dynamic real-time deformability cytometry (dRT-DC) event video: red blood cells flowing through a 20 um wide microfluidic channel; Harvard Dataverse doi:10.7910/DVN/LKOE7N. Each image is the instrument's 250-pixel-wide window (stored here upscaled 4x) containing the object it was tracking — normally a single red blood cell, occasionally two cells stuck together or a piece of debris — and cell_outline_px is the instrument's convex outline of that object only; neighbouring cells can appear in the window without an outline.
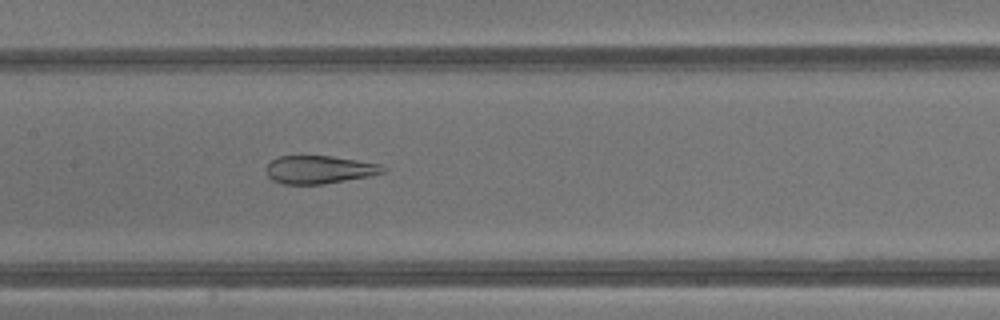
{"species": "common noctule bat (a hibernating species)", "species_latin": "Nyctalus noctula", "temperature_condition": "warm", "stored_images_in_passage": 42, "camera_frame_rate_fps": 3000, "um_per_image_px": 0.085, "animal": {"sex": "male", "body_mass_g": 13.3}, "frame": {"image": 1, "passage_image": 21, "time_ms": 6.667, "image_size_px": [1000, 320], "cell_outline_px": [[388, 168], [384, 172], [368, 176], [324, 184], [284, 184], [272, 180], [268, 176], [268, 164], [272, 160], [280, 156], [332, 156], [380, 164]], "centroid_in_image_um": [27.16, 14.42], "position_along_channel_um": 180.2, "area_um2": 18.84}}
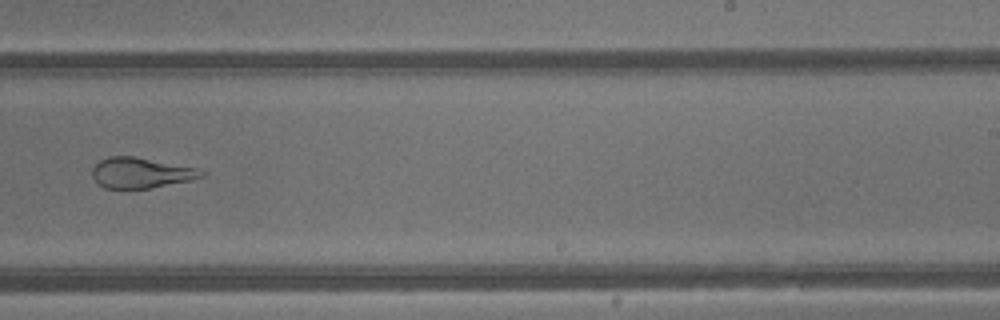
{"frame": {"image": 2, "passage_image": 27, "time_ms": 8.667, "image_size_px": [1000, 320], "cell_outline_px": [[204, 176], [192, 180], [148, 188], [104, 188], [92, 176], [92, 168], [100, 160], [108, 156], [132, 156], [196, 168], [204, 172]], "centroid_in_image_um": [11.95, 14.69], "position_along_channel_um": 277.0, "area_um2": 19.07}}
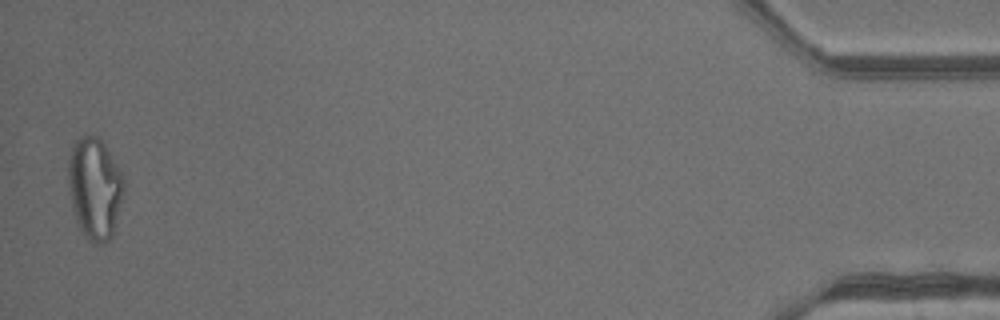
{"frame": {"image": 3, "passage_image": 42, "time_ms": 13.667, "image_size_px": [1000, 320], "cell_outline_px": [[124, 192], [112, 236], [104, 244], [96, 244], [88, 240], [84, 236], [80, 228], [72, 204], [68, 184], [68, 160], [72, 144], [80, 136], [96, 136], [104, 144], [120, 172], [124, 180]], "centroid_in_image_um": [8.04, 16.01], "position_along_channel_um": 427.2, "area_um2": 32.54}, "authors_computed_cell_mechanics": {"area_um2": 27.5995, "velocity_mm_per_s": 4.8542, "shape_relaxation_time_tau1_ms": null, "shape_relaxation_time_tau2_ms": 1.43, "deformation_change_tau1": null, "deformation_change_tau2": 0.0808}}